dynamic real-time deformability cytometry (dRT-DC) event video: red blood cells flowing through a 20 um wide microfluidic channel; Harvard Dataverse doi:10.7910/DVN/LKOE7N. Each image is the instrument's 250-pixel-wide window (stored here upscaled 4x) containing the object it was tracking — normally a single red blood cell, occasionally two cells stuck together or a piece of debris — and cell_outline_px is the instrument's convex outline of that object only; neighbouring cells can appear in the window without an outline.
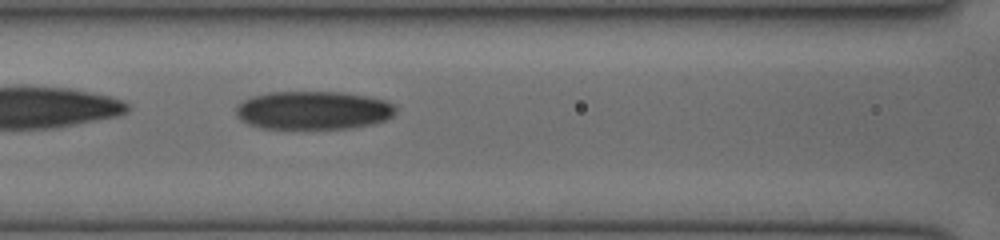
{"species": "human", "species_latin": "Homo sapiens", "temperature_condition": "cold", "stored_images_in_passage": 37, "camera_frame_rate_fps": 3000, "um_per_image_px": 0.085, "donor": {"sex": "female"}, "frame": {"image": 1, "passage_image": 16, "time_ms": 5.0, "image_size_px": [1000, 240], "cell_outline_px": [[396, 112], [392, 116], [384, 120], [372, 124], [352, 128], [264, 128], [248, 124], [240, 120], [236, 116], [236, 108], [244, 100], [252, 96], [268, 92], [340, 92], [368, 96], [384, 100], [396, 104]], "centroid_in_image_um": [26.64, 9.37], "position_along_channel_um": 140.0, "area_um2": 35.72}}
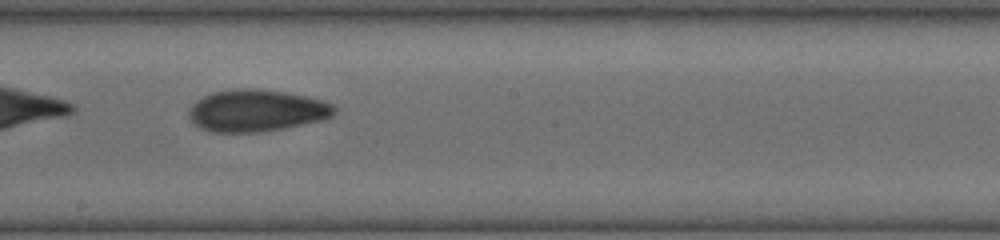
{"frame": {"image": 2, "passage_image": 22, "time_ms": 7.0, "image_size_px": [1000, 240], "cell_outline_px": [[336, 112], [332, 116], [324, 120], [284, 128], [260, 132], [212, 132], [200, 128], [188, 116], [188, 108], [196, 100], [212, 92], [240, 88], [252, 88], [284, 92], [304, 96], [320, 100], [332, 104], [336, 108]], "centroid_in_image_um": [21.79, 9.41], "position_along_channel_um": 226.4, "area_um2": 35.55}}
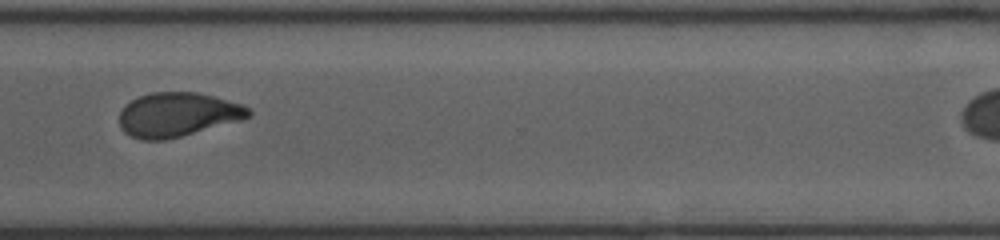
{"frame": {"image": 3, "passage_image": 31, "time_ms": 10.0, "image_size_px": [1000, 240], "cell_outline_px": [[252, 112], [248, 116], [240, 120], [180, 136], [164, 140], [144, 140], [132, 136], [124, 132], [120, 128], [120, 112], [132, 100], [140, 96], [152, 92], [196, 92], [212, 96], [240, 104], [248, 108]], "centroid_in_image_um": [15.06, 9.74], "position_along_channel_um": 355.5, "area_um2": 32.6}}